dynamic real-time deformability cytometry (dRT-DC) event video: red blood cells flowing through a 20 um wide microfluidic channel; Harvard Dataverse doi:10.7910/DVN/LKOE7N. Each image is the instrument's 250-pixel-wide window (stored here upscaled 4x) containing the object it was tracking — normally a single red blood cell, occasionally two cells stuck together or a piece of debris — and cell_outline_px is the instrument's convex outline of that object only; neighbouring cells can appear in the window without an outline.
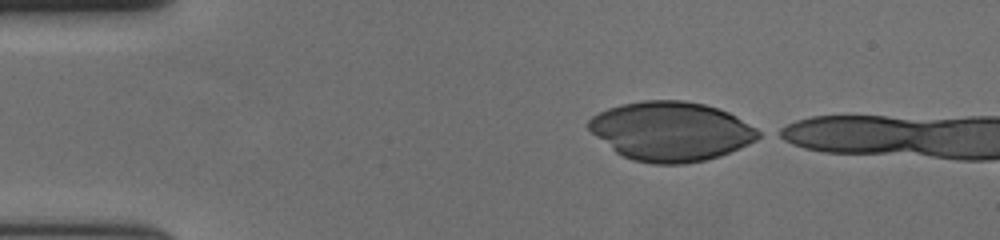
{"species": "human", "species_latin": "Homo sapiens", "temperature_condition": "cold", "stored_images_in_passage": 42, "camera_frame_rate_fps": 3000, "um_per_image_px": 0.085, "donor": {"sex": "female"}, "frame": {"image": 1, "passage_image": 1, "time_ms": 0.0, "image_size_px": [1000, 240], "cell_outline_px": [[764, 136], [748, 144], [720, 156], [704, 160], [684, 164], [652, 164], [632, 160], [616, 152], [596, 136], [588, 128], [588, 120], [592, 116], [608, 108], [620, 104], [644, 100], [684, 100], [704, 104], [728, 112], [736, 116], [764, 132]], "centroid_in_image_um": [57.06, 11.16], "position_along_channel_um": 27.9, "area_um2": 58.72}}